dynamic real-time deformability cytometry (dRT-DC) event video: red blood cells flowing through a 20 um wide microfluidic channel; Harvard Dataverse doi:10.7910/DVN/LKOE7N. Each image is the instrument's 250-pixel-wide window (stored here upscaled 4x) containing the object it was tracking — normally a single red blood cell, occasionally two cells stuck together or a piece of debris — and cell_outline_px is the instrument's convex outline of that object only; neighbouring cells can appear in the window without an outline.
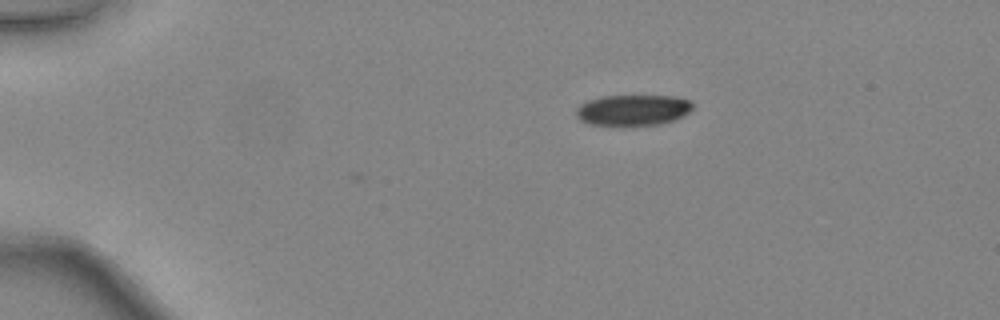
{"species": "common noctule bat (a hibernating species)", "species_latin": "Nyctalus noctula", "temperature_condition": "warm", "stored_images_in_passage": 31, "camera_frame_rate_fps": 3000, "um_per_image_px": 0.085, "animal": {"sex": "female", "body_mass_g": 24.6, "forearm_length_mm": 56.2}, "frame": {"image": 1, "passage_image": 1, "time_ms": 0.0, "image_size_px": [1000, 320], "cell_outline_px": [[692, 108], [684, 116], [660, 124], [624, 128], [620, 128], [588, 124], [580, 120], [576, 116], [576, 108], [580, 104], [588, 100], [600, 96], [676, 96], [692, 100]], "centroid_in_image_um": [53.76, 9.4], "position_along_channel_um": 31.2, "area_um2": 21.85}}
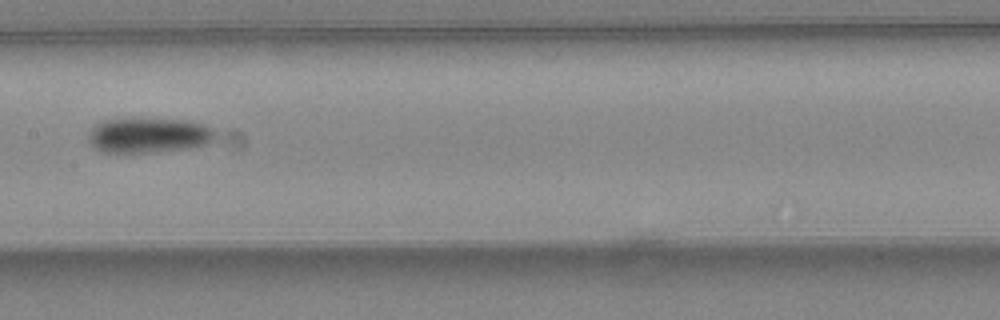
{"frame": {"image": 2, "passage_image": 17, "time_ms": 5.333, "image_size_px": [1000, 320], "cell_outline_px": [[216, 132], [212, 140], [208, 144], [192, 148], [156, 152], [104, 152], [96, 148], [88, 140], [88, 132], [96, 124], [112, 116], [140, 116], [188, 120], [204, 124], [212, 128]], "centroid_in_image_um": [12.62, 11.43], "position_along_channel_um": 194.8, "area_um2": 27.22}}
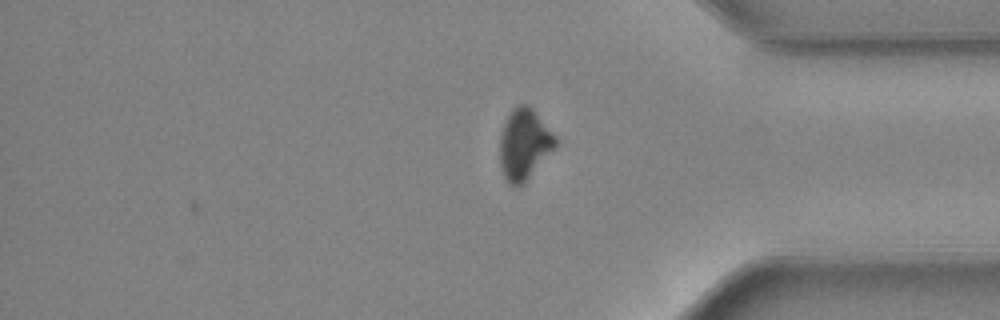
{"frame": {"image": 3, "passage_image": 31, "time_ms": 10.0, "image_size_px": [1000, 320], "cell_outline_px": [[560, 140], [556, 148], [524, 184], [516, 188], [512, 188], [508, 184], [504, 176], [500, 164], [500, 136], [504, 124], [512, 108], [520, 104], [528, 104], [532, 108]], "centroid_in_image_um": [44.59, 12.3], "position_along_channel_um": 390.6, "area_um2": 23.47}, "authors_computed_cell_mechanics": {"area_um2": 25.143, "velocity_mm_per_s": 4.4664, "shape_relaxation_time_tau1_ms": 2.516, "shape_relaxation_time_tau2_ms": null, "deformation_change_tau1": 0.1, "deformation_change_tau2": null}}